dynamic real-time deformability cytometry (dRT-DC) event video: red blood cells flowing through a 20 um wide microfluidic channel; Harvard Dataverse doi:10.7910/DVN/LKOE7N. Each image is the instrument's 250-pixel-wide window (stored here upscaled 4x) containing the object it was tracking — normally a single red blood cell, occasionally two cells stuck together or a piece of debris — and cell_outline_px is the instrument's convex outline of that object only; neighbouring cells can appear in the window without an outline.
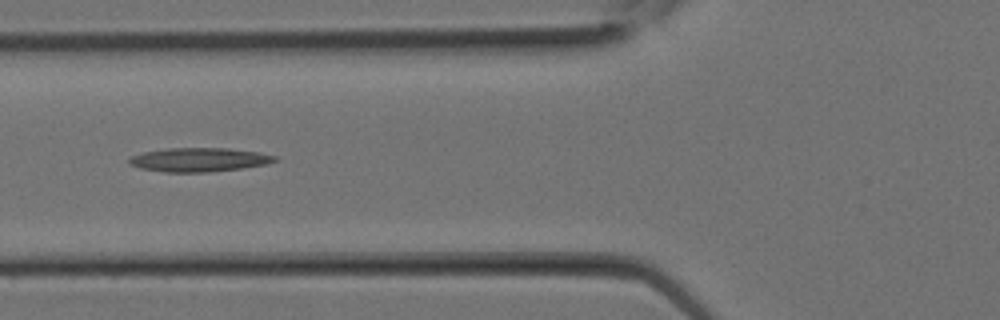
{"species": "Egyptian fruit bat (a non-hibernating species)", "species_latin": "Rousettus aegyptiacus", "temperature_condition": "room temperature", "stored_images_in_passage": 10, "camera_frame_rate_fps": 3000, "um_per_image_px": 0.085, "animal": {"sex": "female"}, "frame": {"image": 1, "passage_image": 9, "time_ms": 2.667, "image_size_px": [1000, 320], "cell_outline_px": [[280, 160], [268, 164], [240, 168], [208, 172], [164, 172], [140, 168], [128, 164], [128, 156], [144, 152], [168, 148], [228, 148], [260, 152], [276, 156]], "centroid_in_image_um": [16.92, 13.57], "position_along_channel_um": 108.9, "area_um2": 20.46}}